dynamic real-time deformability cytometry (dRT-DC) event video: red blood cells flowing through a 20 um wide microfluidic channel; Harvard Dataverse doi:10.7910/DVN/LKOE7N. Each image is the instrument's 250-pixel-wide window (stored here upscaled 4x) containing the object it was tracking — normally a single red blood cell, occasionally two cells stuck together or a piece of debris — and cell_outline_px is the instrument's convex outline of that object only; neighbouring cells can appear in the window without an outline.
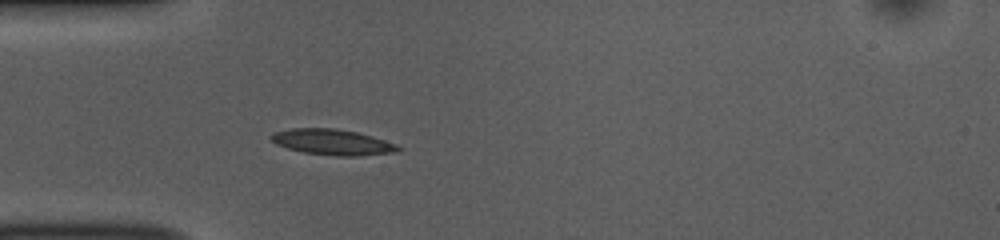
{"species": "common noctule bat (a hibernating species)", "species_latin": "Nyctalus noctula", "temperature_condition": "room temperature", "stored_images_in_passage": 39, "camera_frame_rate_fps": 3000, "um_per_image_px": 0.085, "animal": {"sex": "female", "body_mass_g": 10.0, "forearm_length_mm": 53.1}, "frame": {"image": 1, "passage_image": 1, "time_ms": 0.0, "image_size_px": [1000, 240], "cell_outline_px": [[400, 148], [396, 152], [360, 156], [336, 156], [304, 152], [288, 148], [276, 144], [268, 136], [276, 132], [292, 128], [332, 128], [356, 132], [372, 136], [396, 144]], "centroid_in_image_um": [28.25, 12.08], "position_along_channel_um": 56.7, "area_um2": 18.84}}
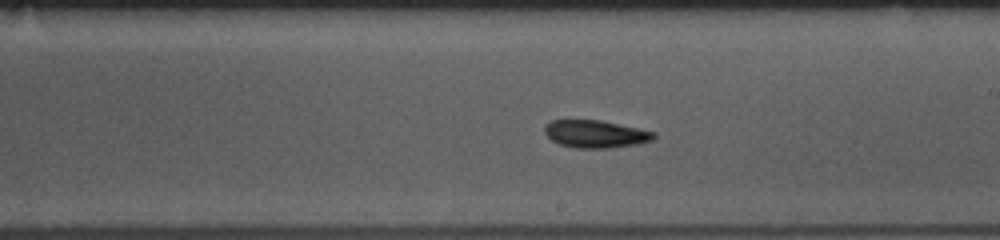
{"frame": {"image": 2, "passage_image": 16, "time_ms": 5.0, "image_size_px": [1000, 240], "cell_outline_px": [[656, 136], [652, 140], [636, 144], [608, 148], [576, 148], [560, 144], [552, 140], [544, 132], [544, 124], [552, 120], [600, 120], [656, 132]], "centroid_in_image_um": [50.6, 11.38], "position_along_channel_um": 238.4, "area_um2": 17.46}}
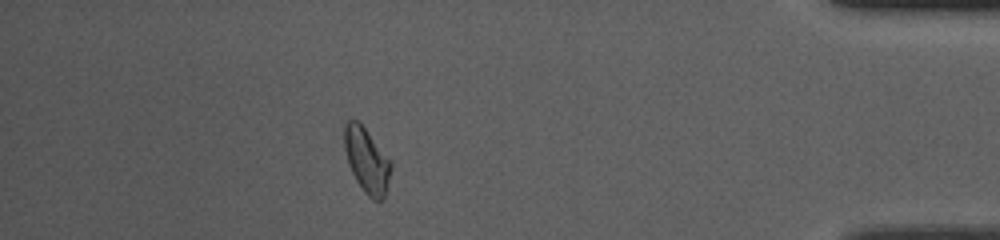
{"frame": {"image": 3, "passage_image": 33, "time_ms": 10.667, "image_size_px": [1000, 240], "cell_outline_px": [[392, 168], [384, 196], [380, 200], [372, 200], [364, 192], [356, 180], [348, 164], [344, 148], [344, 124], [348, 120], [356, 120], [364, 128], [392, 164]], "centroid_in_image_um": [31.14, 13.65], "position_along_channel_um": 404.1, "area_um2": 17.17}, "authors_computed_cell_mechanics": {"area_um2": 17.4556, "velocity_mm_per_s": 3.7108, "shape_relaxation_time_tau1_ms": 7.8042, "shape_relaxation_time_tau2_ms": null, "deformation_change_tau1": 0.1557, "deformation_change_tau2": null}}